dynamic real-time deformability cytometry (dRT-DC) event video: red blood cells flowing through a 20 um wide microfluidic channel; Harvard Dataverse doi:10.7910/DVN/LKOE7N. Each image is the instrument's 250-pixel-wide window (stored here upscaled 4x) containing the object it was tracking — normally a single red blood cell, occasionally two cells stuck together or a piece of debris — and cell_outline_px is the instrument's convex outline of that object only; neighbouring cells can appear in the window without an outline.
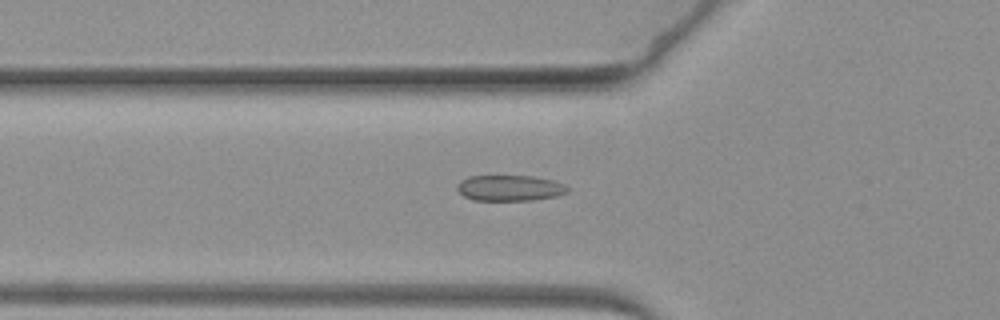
{"species": "common noctule bat (a hibernating species)", "species_latin": "Nyctalus noctula", "temperature_condition": "warm", "stored_images_in_passage": 44, "camera_frame_rate_fps": 3000, "um_per_image_px": 0.085, "animal": {"sex": "female", "body_mass_g": 19.3, "forearm_length_mm": 54.1}, "frame": {"image": 1, "passage_image": 11, "time_ms": 3.333, "image_size_px": [1000, 320], "cell_outline_px": [[568, 192], [556, 196], [532, 200], [476, 200], [464, 196], [456, 188], [456, 184], [460, 180], [468, 176], [532, 176], [552, 180], [564, 184], [568, 188]], "centroid_in_image_um": [43.31, 15.97], "position_along_channel_um": 82.5, "area_um2": 16.53}}
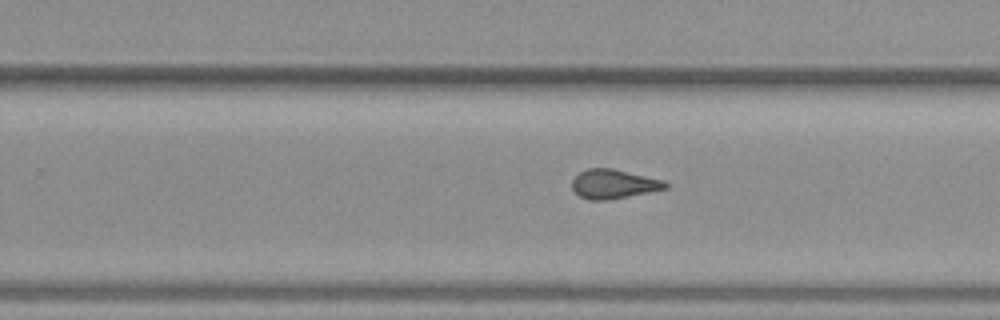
{"frame": {"image": 2, "passage_image": 29, "time_ms": 9.333, "image_size_px": [1000, 320], "cell_outline_px": [[668, 188], [608, 200], [588, 200], [580, 196], [572, 188], [572, 180], [580, 172], [588, 168], [612, 168], [664, 180], [668, 184]], "centroid_in_image_um": [52.15, 15.64], "position_along_channel_um": 277.6, "area_um2": 15.78}}
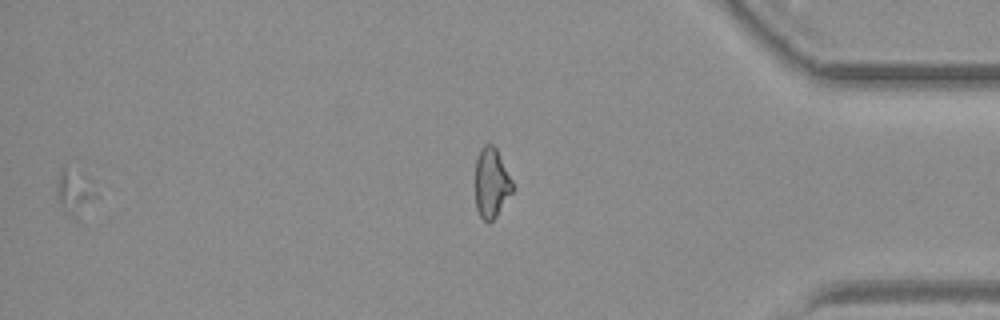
{"frame": {"image": 3, "passage_image": 42, "time_ms": 13.667, "image_size_px": [1000, 320], "cell_outline_px": [[100, 196], [80, 220], [76, 220], [60, 200], [56, 192], [56, 184], [60, 168], [64, 164], [92, 180]], "centroid_in_image_um": [6.45, 16.29], "position_along_channel_um": 428.8, "area_um2": 10.81}}